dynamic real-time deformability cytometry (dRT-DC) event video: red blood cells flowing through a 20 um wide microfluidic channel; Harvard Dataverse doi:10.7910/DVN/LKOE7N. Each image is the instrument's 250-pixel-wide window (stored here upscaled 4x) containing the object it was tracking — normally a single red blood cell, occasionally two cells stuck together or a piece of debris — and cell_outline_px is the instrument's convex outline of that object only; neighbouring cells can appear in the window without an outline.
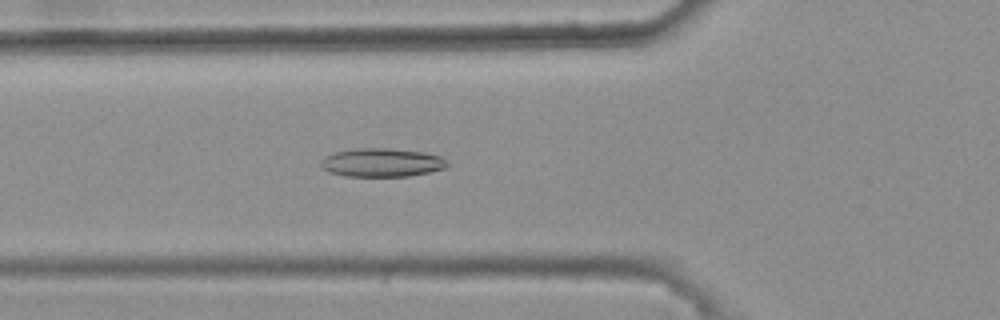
{"species": "common noctule bat (a hibernating species)", "species_latin": "Nyctalus noctula", "temperature_condition": "warm", "stored_images_in_passage": 34, "camera_frame_rate_fps": 3000, "um_per_image_px": 0.085, "animal": {"sex": "female", "body_mass_g": 25.1}, "frame": {"image": 1, "passage_image": 6, "time_ms": 1.667, "image_size_px": [1000, 320], "cell_outline_px": [[448, 168], [408, 176], [348, 176], [328, 172], [320, 168], [320, 160], [324, 156], [336, 152], [356, 148], [388, 148], [424, 152], [440, 156], [448, 164]], "centroid_in_image_um": [32.42, 13.81], "position_along_channel_um": 93.4, "area_um2": 21.1}}
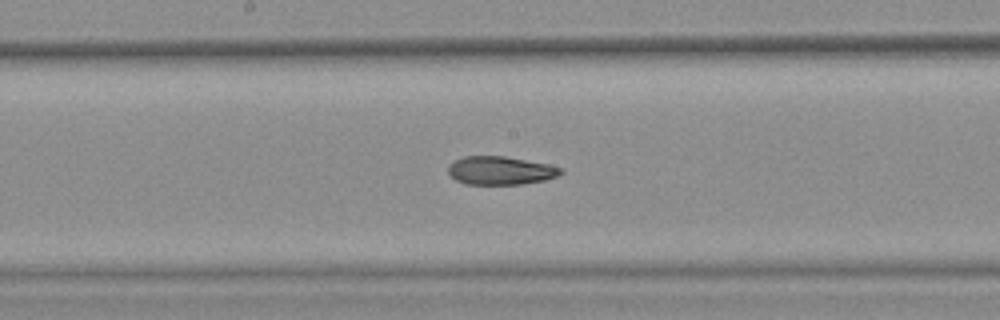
{"frame": {"image": 2, "passage_image": 15, "time_ms": 4.667, "image_size_px": [1000, 320], "cell_outline_px": [[564, 172], [556, 176], [544, 180], [524, 184], [464, 184], [456, 180], [448, 172], [448, 164], [464, 156], [504, 156], [548, 164], [564, 168]], "centroid_in_image_um": [42.55, 14.49], "position_along_channel_um": 205.7, "area_um2": 18.61}}
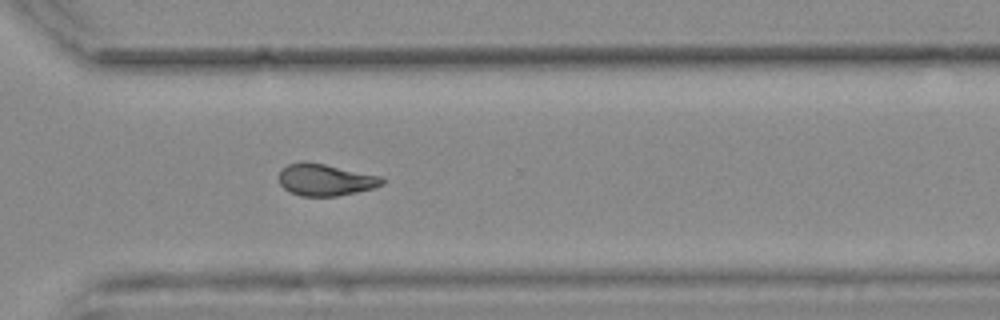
{"frame": {"image": 3, "passage_image": 26, "time_ms": 8.333, "image_size_px": [1000, 320], "cell_outline_px": [[384, 184], [376, 188], [336, 196], [300, 196], [288, 192], [280, 184], [280, 172], [288, 164], [300, 160], [304, 160], [324, 164], [380, 176], [384, 180]], "centroid_in_image_um": [27.64, 15.28], "position_along_channel_um": 343.0, "area_um2": 19.19}, "authors_computed_cell_mechanics": {"area_um2": 19.1896, "velocity_mm_per_s": 3.7397, "shape_relaxation_time_tau1_ms": null, "shape_relaxation_time_tau2_ms": 3.9906, "deformation_change_tau1": null, "deformation_change_tau2": 0.1217}}